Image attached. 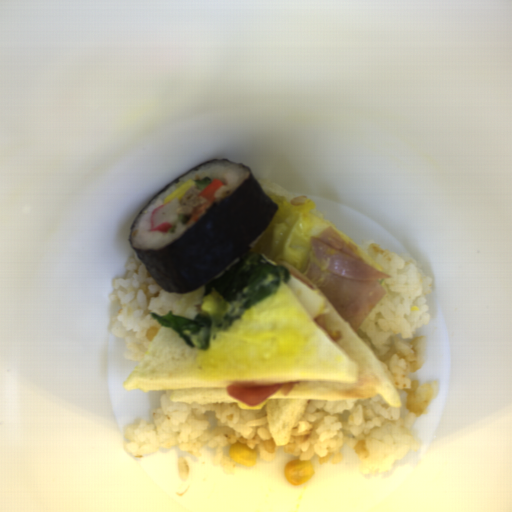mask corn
I'll list each match as a JSON object with an SVG mask.
<instances>
[{
  "mask_svg": "<svg viewBox=\"0 0 512 512\" xmlns=\"http://www.w3.org/2000/svg\"><path fill=\"white\" fill-rule=\"evenodd\" d=\"M315 467L310 460L289 461L284 467L286 480L293 486H302L311 481Z\"/></svg>",
  "mask_w": 512,
  "mask_h": 512,
  "instance_id": "1",
  "label": "corn"
},
{
  "mask_svg": "<svg viewBox=\"0 0 512 512\" xmlns=\"http://www.w3.org/2000/svg\"><path fill=\"white\" fill-rule=\"evenodd\" d=\"M230 461L244 467H254L257 463L258 452L250 449L247 445L234 443L228 449Z\"/></svg>",
  "mask_w": 512,
  "mask_h": 512,
  "instance_id": "2",
  "label": "corn"
}]
</instances>
